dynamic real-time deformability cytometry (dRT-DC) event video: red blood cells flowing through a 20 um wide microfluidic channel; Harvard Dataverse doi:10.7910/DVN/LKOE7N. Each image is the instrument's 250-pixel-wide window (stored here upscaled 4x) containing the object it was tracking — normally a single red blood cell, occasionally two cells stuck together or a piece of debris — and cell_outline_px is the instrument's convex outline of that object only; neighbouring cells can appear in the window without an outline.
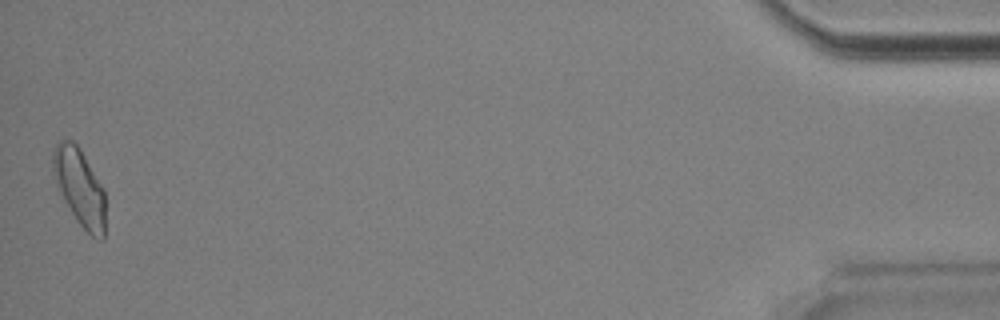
{"species": "Egyptian fruit bat (a non-hibernating species)", "species_latin": "Rousettus aegyptiacus", "temperature_condition": "room temperature", "stored_images_in_passage": 46, "camera_frame_rate_fps": 3000, "um_per_image_px": 0.085, "animal": {"sex": "male"}, "frame": {"image": 1, "passage_image": 46, "time_ms": 15.0, "image_size_px": [1000, 320], "cell_outline_px": [[104, 240], [100, 240], [92, 236], [76, 220], [64, 200], [56, 184], [52, 172], [52, 152], [56, 144], [60, 140], [72, 140], [80, 148], [104, 188]], "centroid_in_image_um": [6.75, 15.89], "position_along_channel_um": 428.4, "area_um2": 23.52}, "authors_computed_cell_mechanics": {"area_um2": 21.8484, "velocity_mm_per_s": 3.8954, "shape_relaxation_time_tau1_ms": 6.0182, "shape_relaxation_time_tau2_ms": 2.1891, "deformation_change_tau1": 0.1759, "deformation_change_tau2": 0.0838}}